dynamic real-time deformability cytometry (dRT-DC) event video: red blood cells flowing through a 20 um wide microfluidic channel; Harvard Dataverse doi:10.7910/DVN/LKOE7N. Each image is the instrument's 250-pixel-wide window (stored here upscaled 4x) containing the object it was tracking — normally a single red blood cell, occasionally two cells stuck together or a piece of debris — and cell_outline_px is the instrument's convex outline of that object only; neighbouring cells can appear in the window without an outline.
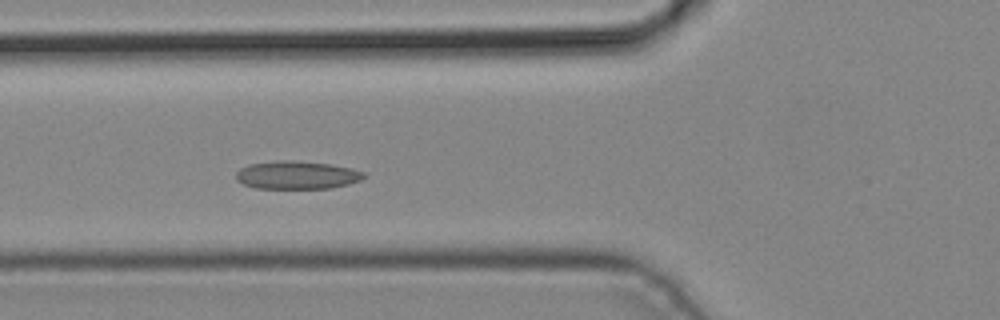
{"species": "common noctule bat (a hibernating species)", "species_latin": "Nyctalus noctula", "temperature_condition": "cold", "stored_images_in_passage": 3, "camera_frame_rate_fps": 3000, "um_per_image_px": 0.085, "animal": {"sex": "male", "body_mass_g": 19.2, "forearm_length_mm": 51.8}, "frame": {"image": 1, "passage_image": 3, "time_ms": 0.667, "image_size_px": [1000, 320], "cell_outline_px": [[368, 176], [360, 180], [348, 184], [328, 188], [256, 188], [244, 184], [236, 180], [236, 172], [240, 168], [248, 164], [280, 160], [292, 160], [332, 164], [352, 168], [364, 172]], "centroid_in_image_um": [25.24, 14.87], "position_along_channel_um": 100.6, "area_um2": 20.98}}